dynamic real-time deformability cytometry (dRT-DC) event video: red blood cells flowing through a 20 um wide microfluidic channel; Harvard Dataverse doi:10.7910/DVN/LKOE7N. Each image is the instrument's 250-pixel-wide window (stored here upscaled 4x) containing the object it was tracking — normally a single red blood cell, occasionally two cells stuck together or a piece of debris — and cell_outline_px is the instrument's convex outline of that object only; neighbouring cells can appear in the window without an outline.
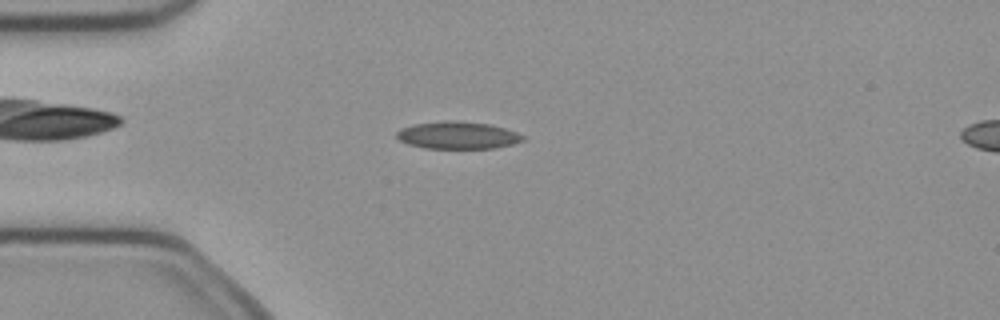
{"species": "common noctule bat (a hibernating species)", "species_latin": "Nyctalus noctula", "temperature_condition": "cold", "stored_images_in_passage": 49, "camera_frame_rate_fps": 3000, "um_per_image_px": 0.085, "animal": {"sex": "female", "body_mass_g": 21.9}, "frame": {"image": 1, "passage_image": 12, "time_ms": 3.667, "image_size_px": [1000, 320], "cell_outline_px": [[524, 140], [512, 144], [496, 148], [424, 148], [408, 144], [400, 140], [396, 136], [396, 132], [400, 128], [412, 124], [444, 120], [456, 120], [488, 124], [504, 128], [516, 132], [524, 136]], "centroid_in_image_um": [38.87, 11.49], "position_along_channel_um": 46.1, "area_um2": 20.17}}
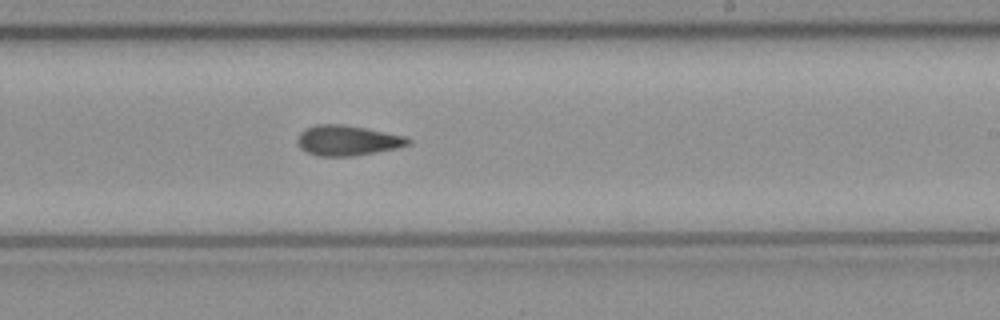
{"frame": {"image": 2, "passage_image": 29, "time_ms": 9.333, "image_size_px": [1000, 320], "cell_outline_px": [[412, 144], [396, 148], [352, 156], [320, 156], [308, 152], [300, 148], [296, 140], [300, 132], [316, 124], [344, 124], [404, 136], [412, 140]], "centroid_in_image_um": [29.52, 11.94], "position_along_channel_um": 259.5, "area_um2": 19.31}}
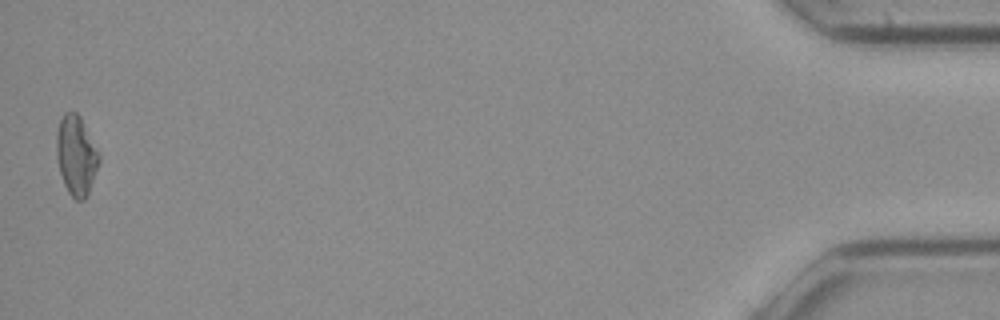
{"frame": {"image": 3, "passage_image": 49, "time_ms": 16.0, "image_size_px": [1000, 320], "cell_outline_px": [[100, 164], [88, 196], [84, 200], [76, 200], [68, 192], [64, 184], [60, 172], [56, 156], [56, 132], [60, 120], [64, 112], [76, 112], [80, 116], [100, 152]], "centroid_in_image_um": [6.5, 13.22], "position_along_channel_um": 428.7, "area_um2": 20.17}, "authors_computed_cell_mechanics": {"area_um2": 19.2474, "velocity_mm_per_s": 4.0293, "shape_relaxation_time_tau1_ms": null, "shape_relaxation_time_tau2_ms": 7.5177, "deformation_change_tau1": null, "deformation_change_tau2": 0.1522}}